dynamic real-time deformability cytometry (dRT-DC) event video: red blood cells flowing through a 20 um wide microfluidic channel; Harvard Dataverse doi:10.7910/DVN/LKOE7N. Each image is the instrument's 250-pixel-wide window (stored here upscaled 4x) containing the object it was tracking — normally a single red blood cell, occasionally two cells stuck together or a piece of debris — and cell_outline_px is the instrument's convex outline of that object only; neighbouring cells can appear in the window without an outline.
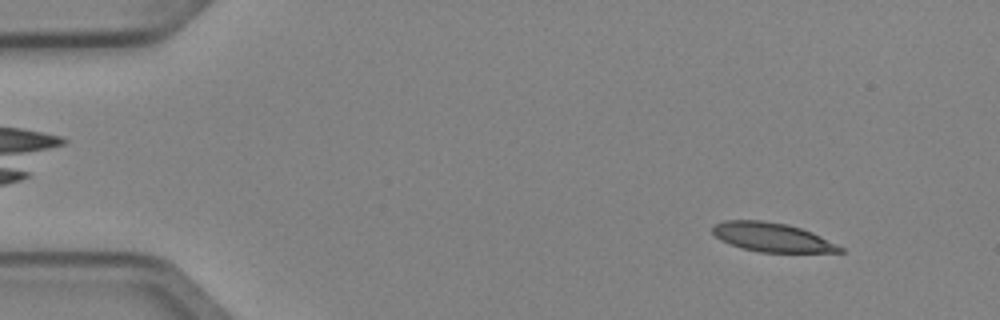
{"species": "Egyptian fruit bat (a non-hibernating species)", "species_latin": "Rousettus aegyptiacus", "temperature_condition": "cold", "stored_images_in_passage": 5, "camera_frame_rate_fps": 3000, "um_per_image_px": 0.085, "animal": {"sex": "female"}, "frame": {"image": 1, "passage_image": 5, "time_ms": 1.333, "image_size_px": [1000, 320], "cell_outline_px": [[844, 252], [760, 252], [740, 248], [720, 240], [712, 232], [712, 228], [716, 224], [724, 220], [764, 220], [788, 224], [812, 232], [844, 248]], "centroid_in_image_um": [65.6, 20.16], "position_along_channel_um": 19.4, "area_um2": 21.5}}